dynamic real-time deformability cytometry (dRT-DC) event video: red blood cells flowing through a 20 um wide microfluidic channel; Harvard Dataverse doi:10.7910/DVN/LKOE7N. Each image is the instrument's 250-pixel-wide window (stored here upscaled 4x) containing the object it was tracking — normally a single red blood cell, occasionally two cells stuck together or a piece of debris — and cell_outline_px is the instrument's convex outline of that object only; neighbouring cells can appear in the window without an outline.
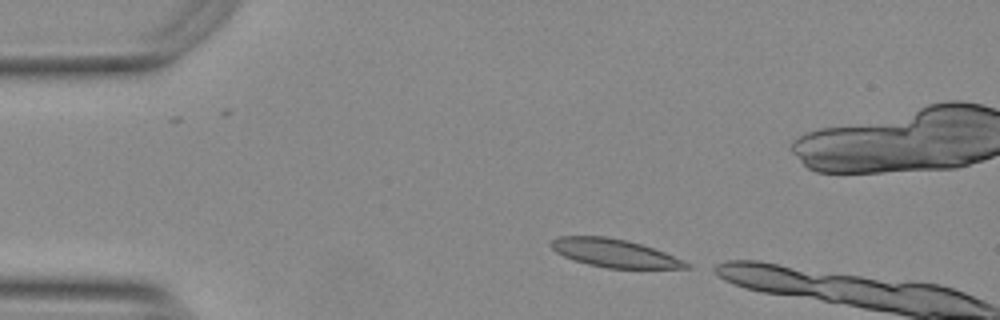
{"species": "Egyptian fruit bat (a non-hibernating species)", "species_latin": "Rousettus aegyptiacus", "temperature_condition": "warm", "stored_images_in_passage": 6, "camera_frame_rate_fps": 3000, "um_per_image_px": 0.085, "animal": {"sex": "female"}, "frame": {"image": 1, "passage_image": 6, "time_ms": 1.667, "image_size_px": [1000, 320], "cell_outline_px": [[692, 268], [608, 268], [588, 264], [564, 256], [556, 252], [548, 244], [552, 240], [560, 236], [604, 236], [628, 240], [664, 252], [692, 264]], "centroid_in_image_um": [52.23, 21.51], "position_along_channel_um": 32.8, "area_um2": 21.96}}